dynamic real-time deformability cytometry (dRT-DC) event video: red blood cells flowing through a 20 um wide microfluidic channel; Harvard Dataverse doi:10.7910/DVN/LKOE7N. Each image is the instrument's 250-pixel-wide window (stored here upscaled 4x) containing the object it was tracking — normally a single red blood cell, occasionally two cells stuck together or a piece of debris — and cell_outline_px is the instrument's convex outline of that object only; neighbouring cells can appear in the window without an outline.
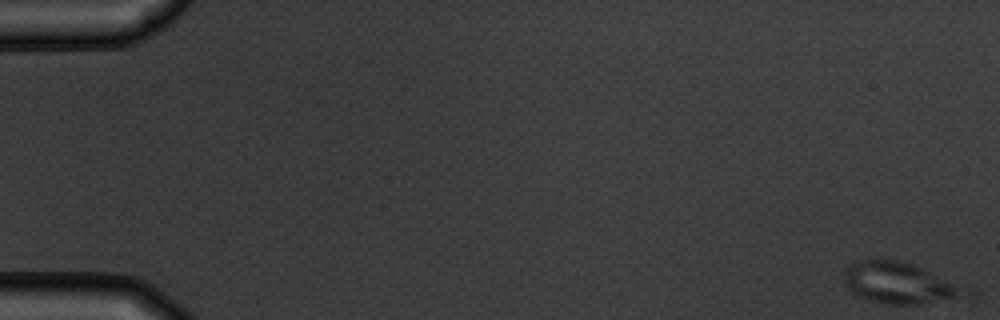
{"species": "common noctule bat (a hibernating species)", "species_latin": "Nyctalus noctula", "temperature_condition": "warm", "stored_images_in_passage": 8, "camera_frame_rate_fps": 3000, "um_per_image_px": 0.085, "animal": {"sex": "male", "body_mass_g": 19.5, "forearm_length_mm": 54.6}, "frame": {"image": 1, "passage_image": 1, "time_ms": 0.0, "image_size_px": [1000, 320], "cell_outline_px": [[976, 300], [920, 304], [888, 304], [868, 300], [848, 292], [844, 284], [844, 272], [848, 264], [856, 260], [900, 260], [912, 264], [976, 292]], "centroid_in_image_um": [76.61, 24.12], "position_along_channel_um": 8.4, "area_um2": 30.4}}